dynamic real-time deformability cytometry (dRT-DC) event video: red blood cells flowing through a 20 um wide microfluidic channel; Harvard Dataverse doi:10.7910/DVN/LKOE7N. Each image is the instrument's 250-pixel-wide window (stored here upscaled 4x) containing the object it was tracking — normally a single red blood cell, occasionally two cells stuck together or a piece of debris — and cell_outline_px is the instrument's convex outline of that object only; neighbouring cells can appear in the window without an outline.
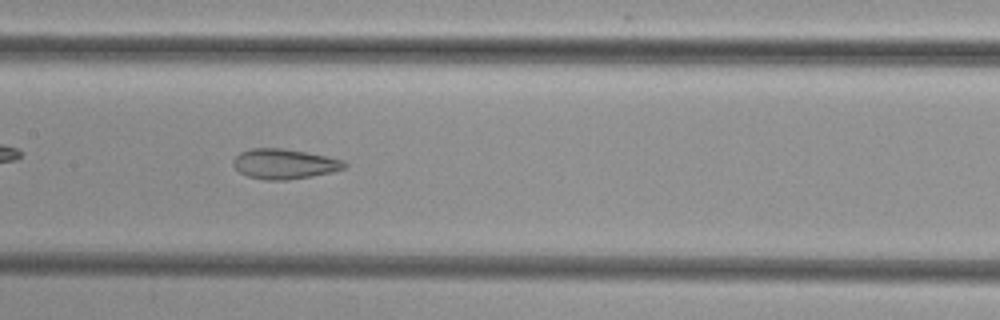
{"species": "common noctule bat (a hibernating species)", "species_latin": "Nyctalus noctula", "temperature_condition": "cold", "stored_images_in_passage": 36, "camera_frame_rate_fps": 3000, "um_per_image_px": 0.085, "animal": {"sex": "female", "body_mass_g": 29.2, "forearm_length_mm": 56.3}, "frame": {"image": 1, "passage_image": 11, "time_ms": 3.333, "image_size_px": [1000, 320], "cell_outline_px": [[348, 164], [344, 168], [332, 172], [312, 176], [284, 180], [264, 180], [248, 176], [240, 172], [232, 164], [232, 160], [240, 152], [252, 148], [280, 148], [308, 152], [328, 156], [344, 160]], "centroid_in_image_um": [24.18, 13.92], "position_along_channel_um": 183.2, "area_um2": 19.54}}
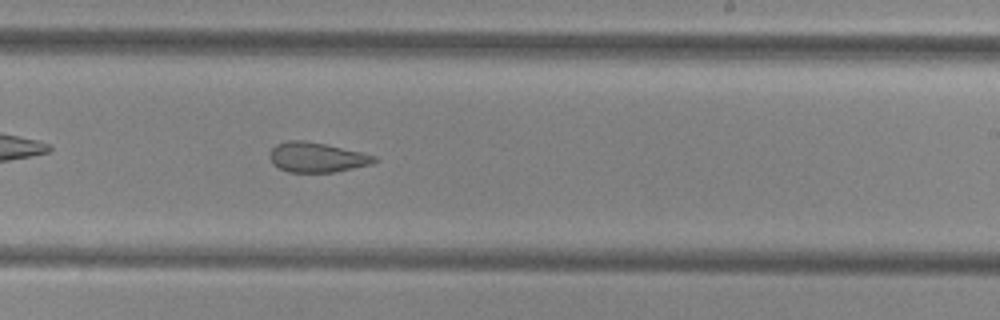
{"frame": {"image": 2, "passage_image": 17, "time_ms": 5.333, "image_size_px": [1000, 320], "cell_outline_px": [[380, 160], [372, 164], [336, 172], [288, 172], [272, 164], [268, 156], [268, 152], [276, 144], [288, 140], [304, 140], [324, 144], [360, 152], [376, 156]], "centroid_in_image_um": [26.9, 13.38], "position_along_channel_um": 262.1, "area_um2": 18.32}}
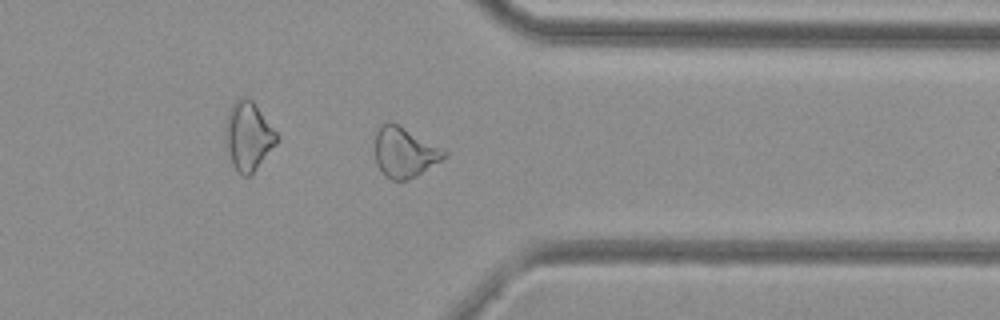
{"frame": {"image": 3, "passage_image": 26, "time_ms": 8.333, "image_size_px": [1000, 320], "cell_outline_px": [[448, 156], [416, 176], [408, 180], [392, 180], [384, 176], [376, 164], [376, 132], [380, 124], [388, 120], [392, 120], [448, 152]], "centroid_in_image_um": [34.37, 12.93], "position_along_channel_um": 377.0, "area_um2": 20.35}}